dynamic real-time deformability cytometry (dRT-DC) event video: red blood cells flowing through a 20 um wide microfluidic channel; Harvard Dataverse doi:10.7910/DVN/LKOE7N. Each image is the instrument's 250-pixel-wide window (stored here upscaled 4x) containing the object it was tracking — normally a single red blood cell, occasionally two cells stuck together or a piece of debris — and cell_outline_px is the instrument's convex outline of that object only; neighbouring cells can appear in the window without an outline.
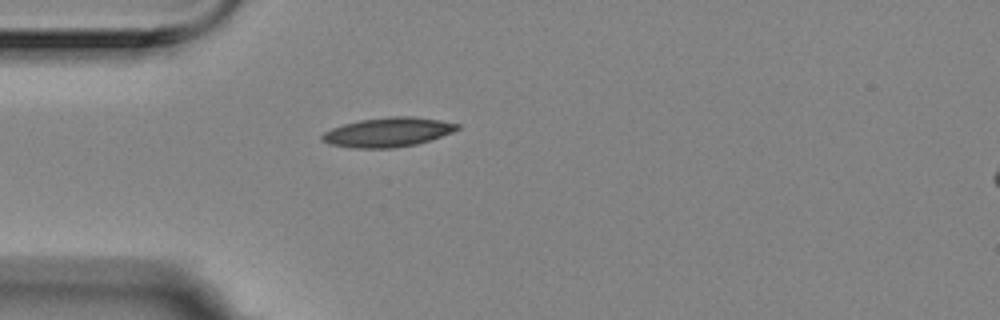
{"species": "Egyptian fruit bat (a non-hibernating species)", "species_latin": "Rousettus aegyptiacus", "temperature_condition": "room temperature", "stored_images_in_passage": 1, "camera_frame_rate_fps": 3000, "um_per_image_px": 0.085, "animal": {"sex": "female"}, "frame": {"image": 1, "passage_image": 1, "time_ms": 0.0, "image_size_px": [1000, 320], "cell_outline_px": [[460, 128], [452, 132], [416, 144], [396, 148], [352, 148], [328, 144], [320, 140], [320, 136], [324, 132], [332, 128], [344, 124], [360, 120], [388, 116], [412, 116], [440, 120], [460, 124]], "centroid_in_image_um": [32.93, 11.24], "position_along_channel_um": 52.1, "area_um2": 23.18}}